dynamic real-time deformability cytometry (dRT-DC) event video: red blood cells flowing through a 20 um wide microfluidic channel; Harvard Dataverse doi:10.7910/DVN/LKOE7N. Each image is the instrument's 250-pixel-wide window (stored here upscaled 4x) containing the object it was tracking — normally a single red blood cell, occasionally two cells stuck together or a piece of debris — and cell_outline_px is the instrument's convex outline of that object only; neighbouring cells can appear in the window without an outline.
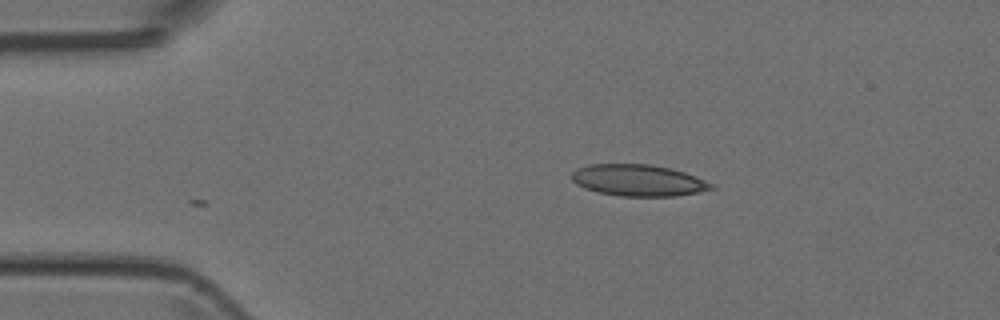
{"species": "Egyptian fruit bat (a non-hibernating species)", "species_latin": "Rousettus aegyptiacus", "temperature_condition": "room temperature", "stored_images_in_passage": 3, "camera_frame_rate_fps": 3000, "um_per_image_px": 0.085, "animal": {"sex": "female"}, "frame": {"image": 1, "passage_image": 3, "time_ms": 0.667, "image_size_px": [1000, 320], "cell_outline_px": [[716, 188], [676, 196], [620, 196], [600, 192], [584, 188], [576, 184], [572, 180], [572, 172], [576, 168], [588, 164], [652, 164], [684, 172], [696, 176], [716, 184]], "centroid_in_image_um": [54.26, 15.32], "position_along_channel_um": 30.7, "area_um2": 25.72}}